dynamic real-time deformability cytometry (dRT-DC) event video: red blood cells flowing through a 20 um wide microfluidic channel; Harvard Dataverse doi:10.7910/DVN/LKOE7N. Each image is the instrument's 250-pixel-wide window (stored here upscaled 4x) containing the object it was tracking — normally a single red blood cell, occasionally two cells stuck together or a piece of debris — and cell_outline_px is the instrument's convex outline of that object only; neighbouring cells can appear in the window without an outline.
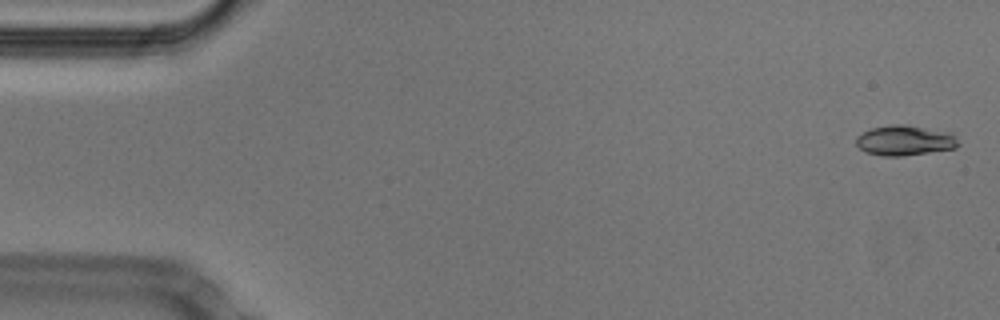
{"species": "Egyptian fruit bat (a non-hibernating species)", "species_latin": "Rousettus aegyptiacus", "temperature_condition": "cold", "stored_images_in_passage": 53, "camera_frame_rate_fps": 3000, "um_per_image_px": 0.085, "animal": {"sex": "male"}, "frame": {"image": 1, "passage_image": 2, "time_ms": 0.333, "image_size_px": [1000, 320], "cell_outline_px": [[960, 144], [956, 148], [900, 156], [884, 156], [868, 152], [860, 148], [856, 144], [856, 136], [872, 128], [892, 124], [908, 124], [952, 132]], "centroid_in_image_um": [76.94, 11.91], "position_along_channel_um": 8.1, "area_um2": 17.98}}
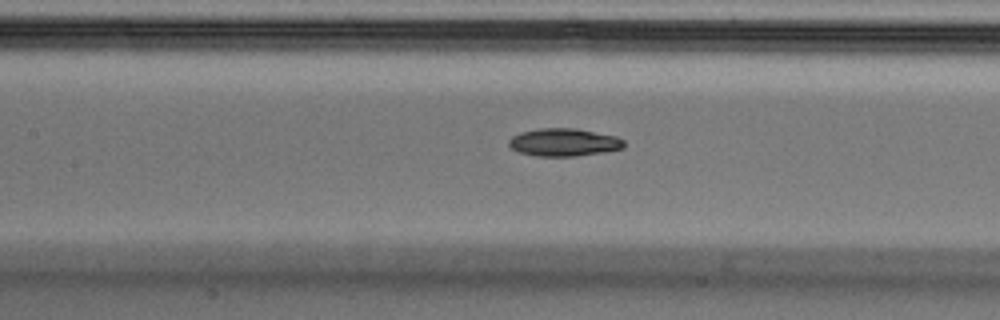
{"frame": {"image": 2, "passage_image": 24, "time_ms": 7.667, "image_size_px": [1000, 320], "cell_outline_px": [[624, 148], [604, 152], [576, 156], [536, 156], [520, 152], [512, 148], [508, 144], [508, 140], [512, 136], [520, 132], [540, 128], [576, 128], [616, 136], [624, 140]], "centroid_in_image_um": [47.93, 12.09], "position_along_channel_um": 159.5, "area_um2": 18.67}}
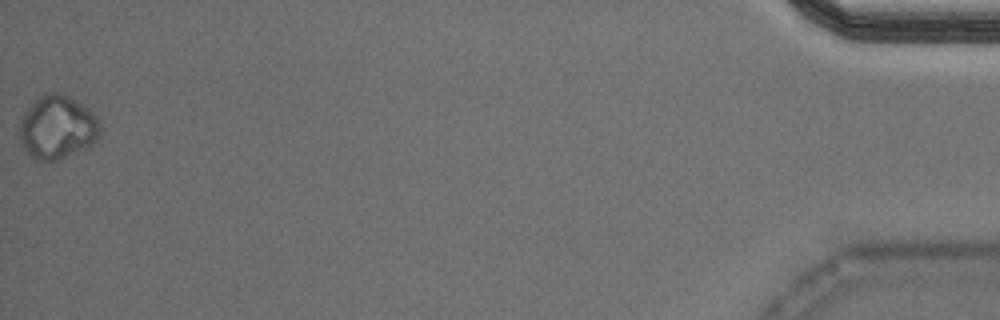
{"frame": {"image": 3, "passage_image": 53, "time_ms": 17.333, "image_size_px": [1000, 320], "cell_outline_px": [[100, 136], [88, 148], [56, 160], [36, 160], [20, 144], [20, 120], [24, 112], [32, 100], [44, 92], [60, 92], [68, 96], [88, 108], [100, 120]], "centroid_in_image_um": [4.87, 10.79], "position_along_channel_um": 430.3, "area_um2": 30.11}}